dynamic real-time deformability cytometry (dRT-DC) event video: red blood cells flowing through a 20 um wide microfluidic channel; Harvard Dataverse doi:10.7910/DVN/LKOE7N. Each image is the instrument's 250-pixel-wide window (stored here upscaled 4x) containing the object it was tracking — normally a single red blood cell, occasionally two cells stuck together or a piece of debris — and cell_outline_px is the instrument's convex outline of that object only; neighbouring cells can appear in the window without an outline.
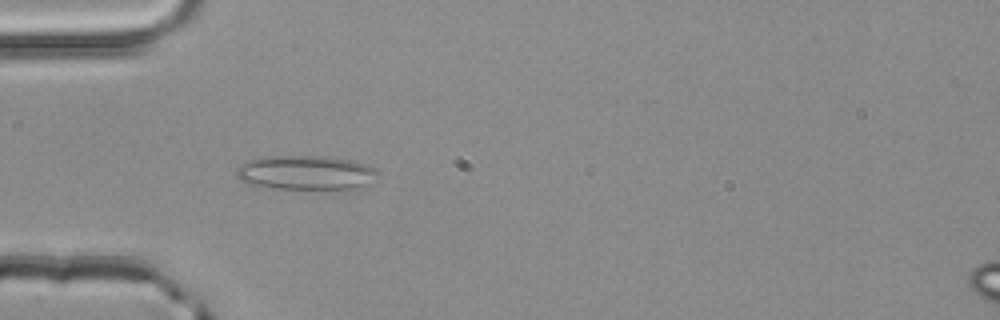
{"species": "common noctule bat (a hibernating species)", "species_latin": "Nyctalus noctula", "temperature_condition": "room temperature", "stored_images_in_passage": 39, "camera_frame_rate_fps": 3000, "um_per_image_px": 0.085, "animal": {"sex": "male", "body_mass_g": 20.4}, "frame": {"image": 1, "passage_image": 3, "time_ms": 0.667, "image_size_px": [1000, 320], "cell_outline_px": [[380, 172], [364, 184], [356, 188], [272, 188], [248, 184], [240, 180], [236, 176], [236, 168], [252, 160], [268, 156], [324, 156], [352, 160], [368, 164], [376, 168]], "centroid_in_image_um": [25.98, 14.66], "position_along_channel_um": 59.0, "area_um2": 27.8}}
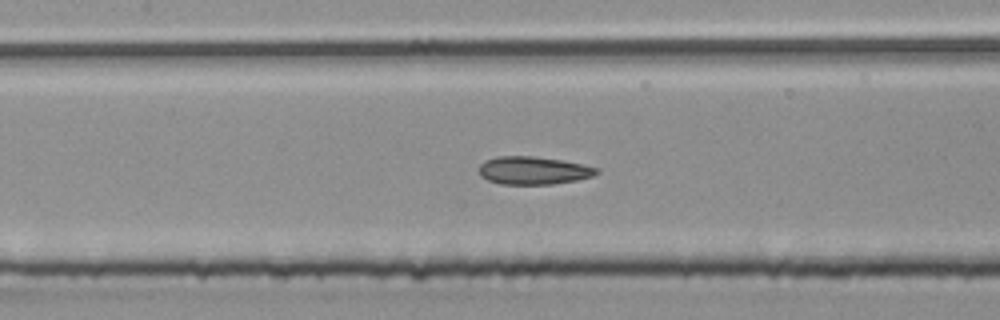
{"frame": {"image": 2, "passage_image": 11, "time_ms": 3.333, "image_size_px": [1000, 320], "cell_outline_px": [[600, 172], [592, 176], [576, 180], [552, 184], [500, 184], [488, 180], [480, 176], [480, 164], [484, 160], [496, 156], [532, 156], [560, 160], [584, 164], [600, 168]], "centroid_in_image_um": [45.34, 14.48], "position_along_channel_um": 162.1, "area_um2": 19.19}}
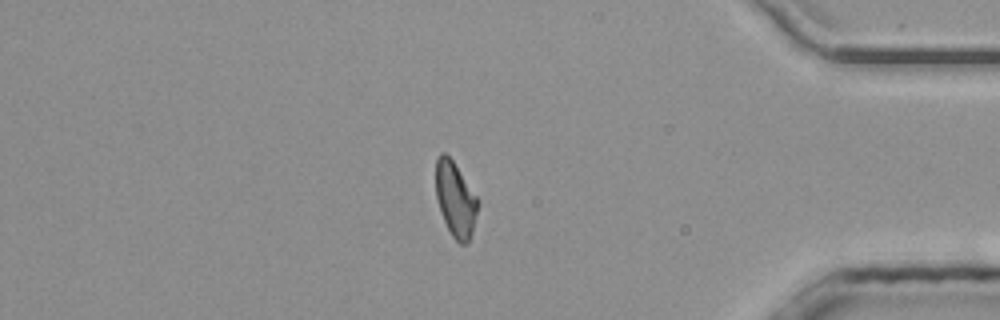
{"frame": {"image": 3, "passage_image": 31, "time_ms": 10.0, "image_size_px": [1000, 320], "cell_outline_px": [[480, 200], [472, 232], [468, 244], [460, 244], [452, 236], [440, 212], [436, 196], [436, 160], [440, 152], [444, 152], [452, 160]], "centroid_in_image_um": [38.72, 16.95], "position_along_channel_um": 396.5, "area_um2": 18.32}, "authors_computed_cell_mechanics": {"area_um2": 18.8428, "velocity_mm_per_s": 4.0191, "shape_relaxation_time_tau1_ms": 5.5368, "shape_relaxation_time_tau2_ms": 1.6063, "deformation_change_tau1": 0.159, "deformation_change_tau2": 0.0937}}